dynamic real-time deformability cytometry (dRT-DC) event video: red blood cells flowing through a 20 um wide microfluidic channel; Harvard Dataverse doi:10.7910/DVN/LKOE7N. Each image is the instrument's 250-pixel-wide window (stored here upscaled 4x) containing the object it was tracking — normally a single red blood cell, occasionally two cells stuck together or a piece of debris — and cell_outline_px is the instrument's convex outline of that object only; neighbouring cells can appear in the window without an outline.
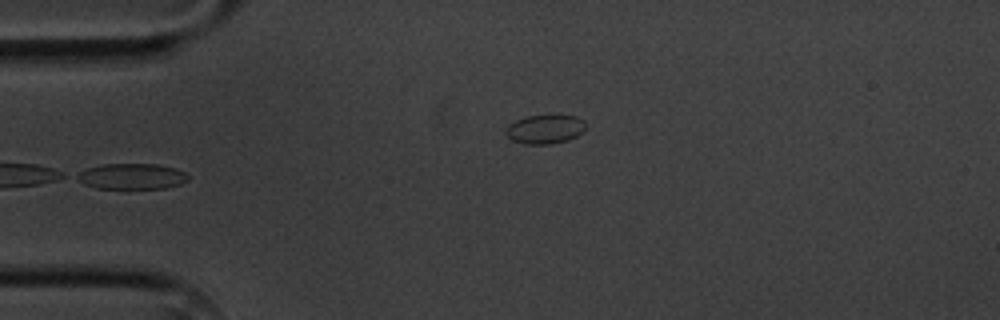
{"species": "common noctule bat (a hibernating species)", "species_latin": "Nyctalus noctula", "temperature_condition": "cold", "stored_images_in_passage": 8, "camera_frame_rate_fps": 3000, "um_per_image_px": 0.085, "animal": {"sex": "male", "body_mass_g": 20.1, "forearm_length_mm": 53.5}, "frame": {"image": 1, "passage_image": 4, "time_ms": 3.333, "image_size_px": [1000, 320], "cell_outline_px": [[188, 180], [180, 184], [164, 188], [96, 188], [84, 184], [72, 176], [88, 168], [104, 164], [156, 164], [176, 168], [184, 172], [188, 176]], "centroid_in_image_um": [11.18, 14.99], "position_along_channel_um": 73.8, "area_um2": 16.59}}